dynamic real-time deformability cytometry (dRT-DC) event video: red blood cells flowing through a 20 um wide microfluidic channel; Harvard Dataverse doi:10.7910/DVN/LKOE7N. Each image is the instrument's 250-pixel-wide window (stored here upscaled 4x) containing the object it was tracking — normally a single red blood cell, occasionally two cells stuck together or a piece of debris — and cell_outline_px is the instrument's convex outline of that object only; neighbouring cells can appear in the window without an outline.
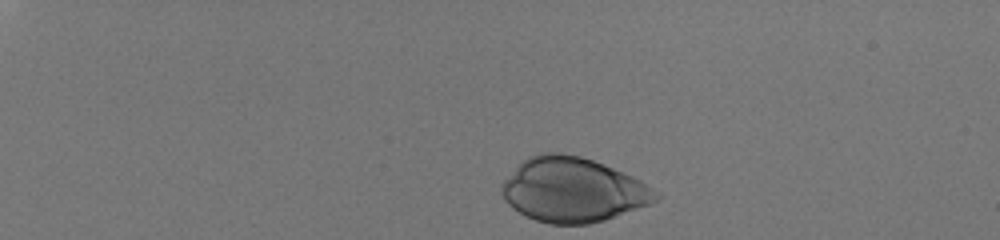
{"species": "human", "species_latin": "Homo sapiens", "temperature_condition": "room temperature", "stored_images_in_passage": 36, "camera_frame_rate_fps": 3000, "um_per_image_px": 0.085, "donor": {"sex": "male"}, "frame": {"image": 1, "passage_image": 1, "time_ms": 0.0, "image_size_px": [1000, 240], "cell_outline_px": [[660, 196], [652, 204], [604, 220], [588, 224], [548, 224], [524, 216], [512, 208], [504, 200], [500, 192], [500, 188], [504, 180], [528, 156], [540, 152], [560, 152], [580, 156], [592, 160], [632, 176], [640, 180], [660, 192]], "centroid_in_image_um": [48.69, 16.15], "position_along_channel_um": 36.3, "area_um2": 58.03}}
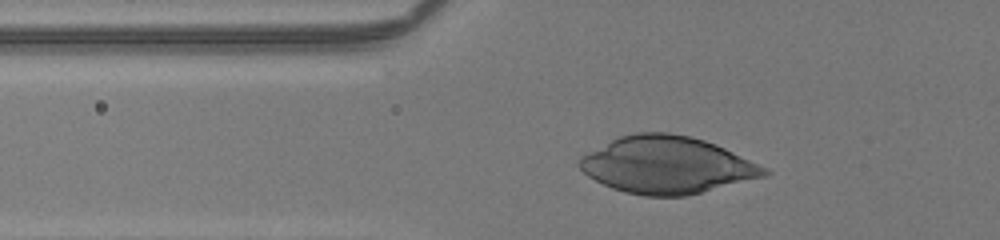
{"frame": {"image": 2, "passage_image": 11, "time_ms": 3.333, "image_size_px": [1000, 240], "cell_outline_px": [[772, 172], [764, 176], [688, 196], [644, 196], [624, 192], [612, 188], [588, 176], [580, 168], [580, 160], [584, 156], [612, 140], [620, 136], [636, 132], [668, 132], [688, 136], [704, 140], [716, 144]], "centroid_in_image_um": [56.68, 14.04], "position_along_channel_um": 69.1, "area_um2": 60.46}}